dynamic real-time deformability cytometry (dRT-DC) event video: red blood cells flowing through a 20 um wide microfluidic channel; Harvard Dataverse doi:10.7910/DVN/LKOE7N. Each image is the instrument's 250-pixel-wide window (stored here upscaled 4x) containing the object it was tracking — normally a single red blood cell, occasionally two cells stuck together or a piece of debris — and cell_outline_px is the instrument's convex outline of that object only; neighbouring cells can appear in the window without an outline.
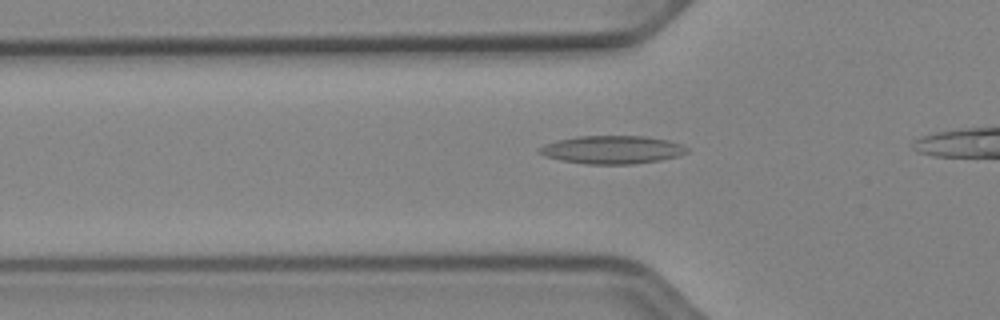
{"species": "Egyptian fruit bat (a non-hibernating species)", "species_latin": "Rousettus aegyptiacus", "temperature_condition": "cold", "stored_images_in_passage": 36, "camera_frame_rate_fps": 3000, "um_per_image_px": 0.085, "animal": {"sex": "female"}, "frame": {"image": 1, "passage_image": 11, "time_ms": 3.333, "image_size_px": [1000, 320], "cell_outline_px": [[688, 152], [680, 156], [660, 160], [632, 164], [588, 164], [560, 160], [544, 156], [536, 148], [544, 144], [556, 140], [576, 136], [648, 136], [668, 140], [684, 144], [688, 148]], "centroid_in_image_um": [52.05, 12.72], "position_along_channel_um": 73.7, "area_um2": 24.45}}
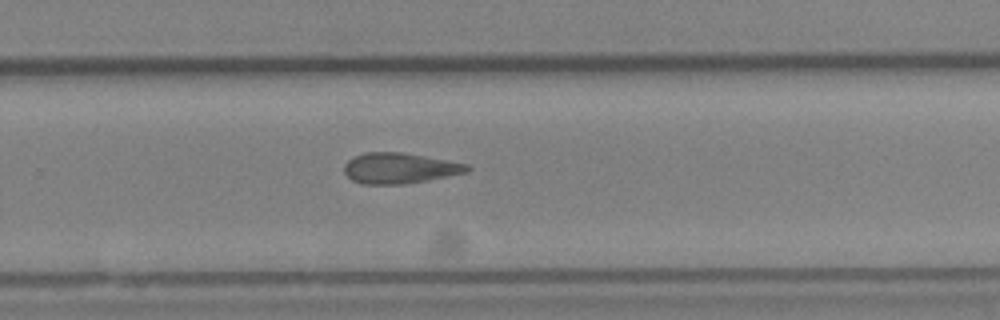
{"frame": {"image": 2, "passage_image": 28, "time_ms": 9.0, "image_size_px": [1000, 320], "cell_outline_px": [[472, 168], [468, 172], [428, 180], [404, 184], [364, 184], [352, 180], [344, 172], [344, 164], [348, 160], [364, 152], [400, 152], [424, 156], [468, 164]], "centroid_in_image_um": [33.97, 14.3], "position_along_channel_um": 295.8, "area_um2": 21.85}}
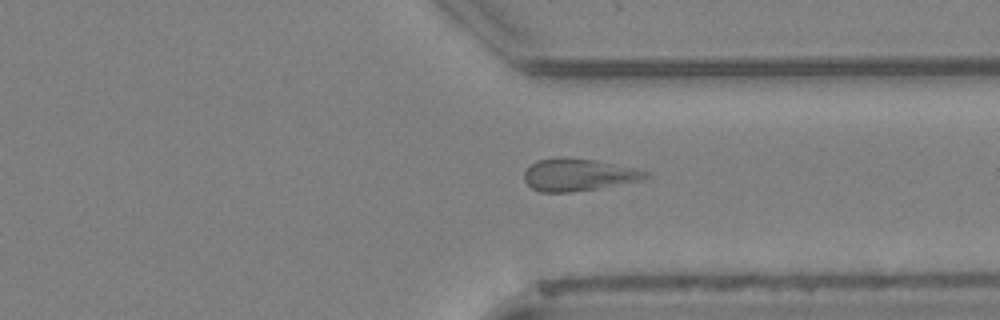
{"frame": {"image": 3, "passage_image": 33, "time_ms": 10.667, "image_size_px": [1000, 320], "cell_outline_px": [[652, 176], [640, 180], [596, 188], [568, 192], [540, 192], [532, 188], [524, 180], [524, 172], [536, 160], [556, 156], [564, 156], [592, 160], [636, 168], [648, 172]], "centroid_in_image_um": [49.12, 14.83], "position_along_channel_um": 362.3, "area_um2": 22.72}}